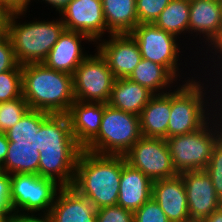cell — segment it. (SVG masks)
I'll use <instances>...</instances> for the list:
<instances>
[{
	"label": "cell",
	"instance_id": "30",
	"mask_svg": "<svg viewBox=\"0 0 222 222\" xmlns=\"http://www.w3.org/2000/svg\"><path fill=\"white\" fill-rule=\"evenodd\" d=\"M171 0H136L139 24H153Z\"/></svg>",
	"mask_w": 222,
	"mask_h": 222
},
{
	"label": "cell",
	"instance_id": "35",
	"mask_svg": "<svg viewBox=\"0 0 222 222\" xmlns=\"http://www.w3.org/2000/svg\"><path fill=\"white\" fill-rule=\"evenodd\" d=\"M10 189V174L4 173L0 176V215L4 216L9 222L13 216Z\"/></svg>",
	"mask_w": 222,
	"mask_h": 222
},
{
	"label": "cell",
	"instance_id": "38",
	"mask_svg": "<svg viewBox=\"0 0 222 222\" xmlns=\"http://www.w3.org/2000/svg\"><path fill=\"white\" fill-rule=\"evenodd\" d=\"M31 0H0V5L6 7L11 13H27Z\"/></svg>",
	"mask_w": 222,
	"mask_h": 222
},
{
	"label": "cell",
	"instance_id": "21",
	"mask_svg": "<svg viewBox=\"0 0 222 222\" xmlns=\"http://www.w3.org/2000/svg\"><path fill=\"white\" fill-rule=\"evenodd\" d=\"M171 116V90L155 94L139 115L141 134L144 137L168 138Z\"/></svg>",
	"mask_w": 222,
	"mask_h": 222
},
{
	"label": "cell",
	"instance_id": "25",
	"mask_svg": "<svg viewBox=\"0 0 222 222\" xmlns=\"http://www.w3.org/2000/svg\"><path fill=\"white\" fill-rule=\"evenodd\" d=\"M40 153L36 144L9 143L3 169L7 174H38Z\"/></svg>",
	"mask_w": 222,
	"mask_h": 222
},
{
	"label": "cell",
	"instance_id": "34",
	"mask_svg": "<svg viewBox=\"0 0 222 222\" xmlns=\"http://www.w3.org/2000/svg\"><path fill=\"white\" fill-rule=\"evenodd\" d=\"M18 65L11 39L7 35L0 39V73L13 70Z\"/></svg>",
	"mask_w": 222,
	"mask_h": 222
},
{
	"label": "cell",
	"instance_id": "32",
	"mask_svg": "<svg viewBox=\"0 0 222 222\" xmlns=\"http://www.w3.org/2000/svg\"><path fill=\"white\" fill-rule=\"evenodd\" d=\"M134 222H171L159 204L150 198L134 212Z\"/></svg>",
	"mask_w": 222,
	"mask_h": 222
},
{
	"label": "cell",
	"instance_id": "37",
	"mask_svg": "<svg viewBox=\"0 0 222 222\" xmlns=\"http://www.w3.org/2000/svg\"><path fill=\"white\" fill-rule=\"evenodd\" d=\"M213 50H214L215 52H214ZM210 52H212V54L215 55V56L212 55V56H213V58H211V59H212V62L214 63V62H216V61L218 60V61H217L218 64L214 63V65H212L211 68L214 67V66L216 67V70H215L214 73H217L216 75H219V76H220L219 78H220V80H221V81L218 82L219 85H217V84L215 85V87H216V88H214V89H216V92H215V93L218 94V93L220 92V93L222 94V88H221V89L218 88V87H220V85H221V87H222V72H221V71H222V69H221V68H222V40H221L213 49H211ZM219 53H220V54H219ZM218 54H219V55H218ZM216 55L218 56V57H217L218 59L216 58ZM214 59H216V60H214ZM220 59H221V60H220ZM219 61H220V62H219ZM217 66H219V67H217ZM220 66H221V67H220ZM217 68H218V71H217ZM219 68H220V71H219ZM218 72H219V73H218ZM220 74H221V75H220ZM217 89H220V91H218ZM220 96H222V95H220Z\"/></svg>",
	"mask_w": 222,
	"mask_h": 222
},
{
	"label": "cell",
	"instance_id": "19",
	"mask_svg": "<svg viewBox=\"0 0 222 222\" xmlns=\"http://www.w3.org/2000/svg\"><path fill=\"white\" fill-rule=\"evenodd\" d=\"M52 222H96V208L74 188L62 187L50 209Z\"/></svg>",
	"mask_w": 222,
	"mask_h": 222
},
{
	"label": "cell",
	"instance_id": "31",
	"mask_svg": "<svg viewBox=\"0 0 222 222\" xmlns=\"http://www.w3.org/2000/svg\"><path fill=\"white\" fill-rule=\"evenodd\" d=\"M205 171L210 176L216 194L222 198V139L214 147Z\"/></svg>",
	"mask_w": 222,
	"mask_h": 222
},
{
	"label": "cell",
	"instance_id": "14",
	"mask_svg": "<svg viewBox=\"0 0 222 222\" xmlns=\"http://www.w3.org/2000/svg\"><path fill=\"white\" fill-rule=\"evenodd\" d=\"M180 175L185 186L191 218L206 219L221 207L220 198L205 170L185 171Z\"/></svg>",
	"mask_w": 222,
	"mask_h": 222
},
{
	"label": "cell",
	"instance_id": "10",
	"mask_svg": "<svg viewBox=\"0 0 222 222\" xmlns=\"http://www.w3.org/2000/svg\"><path fill=\"white\" fill-rule=\"evenodd\" d=\"M137 42L142 58L163 65L178 81L180 40L154 24H139L129 33ZM180 52V53H179Z\"/></svg>",
	"mask_w": 222,
	"mask_h": 222
},
{
	"label": "cell",
	"instance_id": "20",
	"mask_svg": "<svg viewBox=\"0 0 222 222\" xmlns=\"http://www.w3.org/2000/svg\"><path fill=\"white\" fill-rule=\"evenodd\" d=\"M152 196V181L126 163L122 155V173L117 205L135 212Z\"/></svg>",
	"mask_w": 222,
	"mask_h": 222
},
{
	"label": "cell",
	"instance_id": "23",
	"mask_svg": "<svg viewBox=\"0 0 222 222\" xmlns=\"http://www.w3.org/2000/svg\"><path fill=\"white\" fill-rule=\"evenodd\" d=\"M106 28L112 34L130 33L138 26L136 0H102Z\"/></svg>",
	"mask_w": 222,
	"mask_h": 222
},
{
	"label": "cell",
	"instance_id": "40",
	"mask_svg": "<svg viewBox=\"0 0 222 222\" xmlns=\"http://www.w3.org/2000/svg\"><path fill=\"white\" fill-rule=\"evenodd\" d=\"M9 141L7 140L5 133H0V164H4V160L7 155Z\"/></svg>",
	"mask_w": 222,
	"mask_h": 222
},
{
	"label": "cell",
	"instance_id": "36",
	"mask_svg": "<svg viewBox=\"0 0 222 222\" xmlns=\"http://www.w3.org/2000/svg\"><path fill=\"white\" fill-rule=\"evenodd\" d=\"M37 215L40 217H37ZM10 222H52V219L50 213H38L35 215V212H16L13 213Z\"/></svg>",
	"mask_w": 222,
	"mask_h": 222
},
{
	"label": "cell",
	"instance_id": "41",
	"mask_svg": "<svg viewBox=\"0 0 222 222\" xmlns=\"http://www.w3.org/2000/svg\"><path fill=\"white\" fill-rule=\"evenodd\" d=\"M42 1H45L46 4L51 5L56 9L55 11L60 13L66 7V5L72 0H42Z\"/></svg>",
	"mask_w": 222,
	"mask_h": 222
},
{
	"label": "cell",
	"instance_id": "46",
	"mask_svg": "<svg viewBox=\"0 0 222 222\" xmlns=\"http://www.w3.org/2000/svg\"><path fill=\"white\" fill-rule=\"evenodd\" d=\"M4 169H3V165L0 164V176H2L4 174Z\"/></svg>",
	"mask_w": 222,
	"mask_h": 222
},
{
	"label": "cell",
	"instance_id": "48",
	"mask_svg": "<svg viewBox=\"0 0 222 222\" xmlns=\"http://www.w3.org/2000/svg\"><path fill=\"white\" fill-rule=\"evenodd\" d=\"M220 206H221V208H222V198L220 199Z\"/></svg>",
	"mask_w": 222,
	"mask_h": 222
},
{
	"label": "cell",
	"instance_id": "5",
	"mask_svg": "<svg viewBox=\"0 0 222 222\" xmlns=\"http://www.w3.org/2000/svg\"><path fill=\"white\" fill-rule=\"evenodd\" d=\"M25 12L11 13L8 20V33L17 62L22 66L31 63H43L51 48L65 30L61 16L59 19L46 21L32 20L18 23L25 17ZM21 16V17H20Z\"/></svg>",
	"mask_w": 222,
	"mask_h": 222
},
{
	"label": "cell",
	"instance_id": "6",
	"mask_svg": "<svg viewBox=\"0 0 222 222\" xmlns=\"http://www.w3.org/2000/svg\"><path fill=\"white\" fill-rule=\"evenodd\" d=\"M221 127L222 122L216 113L199 130L166 139L173 166L178 174L205 170L214 147L222 139Z\"/></svg>",
	"mask_w": 222,
	"mask_h": 222
},
{
	"label": "cell",
	"instance_id": "28",
	"mask_svg": "<svg viewBox=\"0 0 222 222\" xmlns=\"http://www.w3.org/2000/svg\"><path fill=\"white\" fill-rule=\"evenodd\" d=\"M23 96L0 103V133H5L14 126L29 110Z\"/></svg>",
	"mask_w": 222,
	"mask_h": 222
},
{
	"label": "cell",
	"instance_id": "22",
	"mask_svg": "<svg viewBox=\"0 0 222 222\" xmlns=\"http://www.w3.org/2000/svg\"><path fill=\"white\" fill-rule=\"evenodd\" d=\"M154 95L148 88L129 78H118L113 84L108 104L139 116Z\"/></svg>",
	"mask_w": 222,
	"mask_h": 222
},
{
	"label": "cell",
	"instance_id": "16",
	"mask_svg": "<svg viewBox=\"0 0 222 222\" xmlns=\"http://www.w3.org/2000/svg\"><path fill=\"white\" fill-rule=\"evenodd\" d=\"M84 40L93 42L83 33L65 29L43 63L48 68L72 75L88 56L81 45Z\"/></svg>",
	"mask_w": 222,
	"mask_h": 222
},
{
	"label": "cell",
	"instance_id": "7",
	"mask_svg": "<svg viewBox=\"0 0 222 222\" xmlns=\"http://www.w3.org/2000/svg\"><path fill=\"white\" fill-rule=\"evenodd\" d=\"M141 137L138 115L104 103L98 135L84 150L100 155H124Z\"/></svg>",
	"mask_w": 222,
	"mask_h": 222
},
{
	"label": "cell",
	"instance_id": "24",
	"mask_svg": "<svg viewBox=\"0 0 222 222\" xmlns=\"http://www.w3.org/2000/svg\"><path fill=\"white\" fill-rule=\"evenodd\" d=\"M128 78L148 88L154 94L167 93V89L169 87L170 89L176 87L172 84L177 83V79L163 65L144 58H142Z\"/></svg>",
	"mask_w": 222,
	"mask_h": 222
},
{
	"label": "cell",
	"instance_id": "26",
	"mask_svg": "<svg viewBox=\"0 0 222 222\" xmlns=\"http://www.w3.org/2000/svg\"><path fill=\"white\" fill-rule=\"evenodd\" d=\"M53 115L44 111L29 109L19 122L5 132L7 140L9 143L36 144L39 151V131Z\"/></svg>",
	"mask_w": 222,
	"mask_h": 222
},
{
	"label": "cell",
	"instance_id": "8",
	"mask_svg": "<svg viewBox=\"0 0 222 222\" xmlns=\"http://www.w3.org/2000/svg\"><path fill=\"white\" fill-rule=\"evenodd\" d=\"M12 212L49 213L62 188L56 181L38 174H11Z\"/></svg>",
	"mask_w": 222,
	"mask_h": 222
},
{
	"label": "cell",
	"instance_id": "12",
	"mask_svg": "<svg viewBox=\"0 0 222 222\" xmlns=\"http://www.w3.org/2000/svg\"><path fill=\"white\" fill-rule=\"evenodd\" d=\"M65 29L87 35L95 44L104 34H112L106 28L102 0H72L59 13Z\"/></svg>",
	"mask_w": 222,
	"mask_h": 222
},
{
	"label": "cell",
	"instance_id": "44",
	"mask_svg": "<svg viewBox=\"0 0 222 222\" xmlns=\"http://www.w3.org/2000/svg\"><path fill=\"white\" fill-rule=\"evenodd\" d=\"M182 222H207L205 219H199V218H191L182 221Z\"/></svg>",
	"mask_w": 222,
	"mask_h": 222
},
{
	"label": "cell",
	"instance_id": "42",
	"mask_svg": "<svg viewBox=\"0 0 222 222\" xmlns=\"http://www.w3.org/2000/svg\"><path fill=\"white\" fill-rule=\"evenodd\" d=\"M205 220L207 222H222V208L215 210Z\"/></svg>",
	"mask_w": 222,
	"mask_h": 222
},
{
	"label": "cell",
	"instance_id": "43",
	"mask_svg": "<svg viewBox=\"0 0 222 222\" xmlns=\"http://www.w3.org/2000/svg\"><path fill=\"white\" fill-rule=\"evenodd\" d=\"M214 96V97H213ZM218 96V97H217ZM211 97H213V100L215 101V97H216V99H217V104L218 105H216V106H218V108H216L217 109V111L218 112H216L217 114H218V116L220 117V120H221V122H222V96H220V99L218 100V98H219V95H214V92H213V95L211 96ZM219 102V103H218ZM220 106V107H219ZM220 111V112H219Z\"/></svg>",
	"mask_w": 222,
	"mask_h": 222
},
{
	"label": "cell",
	"instance_id": "47",
	"mask_svg": "<svg viewBox=\"0 0 222 222\" xmlns=\"http://www.w3.org/2000/svg\"><path fill=\"white\" fill-rule=\"evenodd\" d=\"M0 222H9L4 216L0 215Z\"/></svg>",
	"mask_w": 222,
	"mask_h": 222
},
{
	"label": "cell",
	"instance_id": "9",
	"mask_svg": "<svg viewBox=\"0 0 222 222\" xmlns=\"http://www.w3.org/2000/svg\"><path fill=\"white\" fill-rule=\"evenodd\" d=\"M115 80L100 53L89 54L72 74L75 100L108 103Z\"/></svg>",
	"mask_w": 222,
	"mask_h": 222
},
{
	"label": "cell",
	"instance_id": "27",
	"mask_svg": "<svg viewBox=\"0 0 222 222\" xmlns=\"http://www.w3.org/2000/svg\"><path fill=\"white\" fill-rule=\"evenodd\" d=\"M190 0H171L153 23L177 37L189 34Z\"/></svg>",
	"mask_w": 222,
	"mask_h": 222
},
{
	"label": "cell",
	"instance_id": "17",
	"mask_svg": "<svg viewBox=\"0 0 222 222\" xmlns=\"http://www.w3.org/2000/svg\"><path fill=\"white\" fill-rule=\"evenodd\" d=\"M171 222H182L190 217L187 194L180 174L152 182V196Z\"/></svg>",
	"mask_w": 222,
	"mask_h": 222
},
{
	"label": "cell",
	"instance_id": "45",
	"mask_svg": "<svg viewBox=\"0 0 222 222\" xmlns=\"http://www.w3.org/2000/svg\"><path fill=\"white\" fill-rule=\"evenodd\" d=\"M221 40H222V0H221Z\"/></svg>",
	"mask_w": 222,
	"mask_h": 222
},
{
	"label": "cell",
	"instance_id": "3",
	"mask_svg": "<svg viewBox=\"0 0 222 222\" xmlns=\"http://www.w3.org/2000/svg\"><path fill=\"white\" fill-rule=\"evenodd\" d=\"M22 96L30 109L67 114L75 101L72 75L44 63L22 65Z\"/></svg>",
	"mask_w": 222,
	"mask_h": 222
},
{
	"label": "cell",
	"instance_id": "29",
	"mask_svg": "<svg viewBox=\"0 0 222 222\" xmlns=\"http://www.w3.org/2000/svg\"><path fill=\"white\" fill-rule=\"evenodd\" d=\"M22 96V66L0 73V103Z\"/></svg>",
	"mask_w": 222,
	"mask_h": 222
},
{
	"label": "cell",
	"instance_id": "1",
	"mask_svg": "<svg viewBox=\"0 0 222 222\" xmlns=\"http://www.w3.org/2000/svg\"><path fill=\"white\" fill-rule=\"evenodd\" d=\"M82 148L72 134L66 114H54L39 131V175L62 187L72 186Z\"/></svg>",
	"mask_w": 222,
	"mask_h": 222
},
{
	"label": "cell",
	"instance_id": "2",
	"mask_svg": "<svg viewBox=\"0 0 222 222\" xmlns=\"http://www.w3.org/2000/svg\"><path fill=\"white\" fill-rule=\"evenodd\" d=\"M121 173L122 155H100L82 149L71 187L96 209L114 206L118 201Z\"/></svg>",
	"mask_w": 222,
	"mask_h": 222
},
{
	"label": "cell",
	"instance_id": "18",
	"mask_svg": "<svg viewBox=\"0 0 222 222\" xmlns=\"http://www.w3.org/2000/svg\"><path fill=\"white\" fill-rule=\"evenodd\" d=\"M104 114V103L75 100L67 116L76 143L84 149L97 135Z\"/></svg>",
	"mask_w": 222,
	"mask_h": 222
},
{
	"label": "cell",
	"instance_id": "13",
	"mask_svg": "<svg viewBox=\"0 0 222 222\" xmlns=\"http://www.w3.org/2000/svg\"><path fill=\"white\" fill-rule=\"evenodd\" d=\"M108 37L95 43L96 51L106 60L116 79L128 78L142 60L138 44L129 33L109 34Z\"/></svg>",
	"mask_w": 222,
	"mask_h": 222
},
{
	"label": "cell",
	"instance_id": "39",
	"mask_svg": "<svg viewBox=\"0 0 222 222\" xmlns=\"http://www.w3.org/2000/svg\"><path fill=\"white\" fill-rule=\"evenodd\" d=\"M10 15L11 12L6 7L0 5V39L7 36Z\"/></svg>",
	"mask_w": 222,
	"mask_h": 222
},
{
	"label": "cell",
	"instance_id": "33",
	"mask_svg": "<svg viewBox=\"0 0 222 222\" xmlns=\"http://www.w3.org/2000/svg\"><path fill=\"white\" fill-rule=\"evenodd\" d=\"M96 222H134V212L121 206H105L96 209Z\"/></svg>",
	"mask_w": 222,
	"mask_h": 222
},
{
	"label": "cell",
	"instance_id": "15",
	"mask_svg": "<svg viewBox=\"0 0 222 222\" xmlns=\"http://www.w3.org/2000/svg\"><path fill=\"white\" fill-rule=\"evenodd\" d=\"M189 33L203 35L207 52L221 41V0H190Z\"/></svg>",
	"mask_w": 222,
	"mask_h": 222
},
{
	"label": "cell",
	"instance_id": "11",
	"mask_svg": "<svg viewBox=\"0 0 222 222\" xmlns=\"http://www.w3.org/2000/svg\"><path fill=\"white\" fill-rule=\"evenodd\" d=\"M126 163L140 170L152 182L175 177L178 173L166 139L142 136L125 154Z\"/></svg>",
	"mask_w": 222,
	"mask_h": 222
},
{
	"label": "cell",
	"instance_id": "4",
	"mask_svg": "<svg viewBox=\"0 0 222 222\" xmlns=\"http://www.w3.org/2000/svg\"><path fill=\"white\" fill-rule=\"evenodd\" d=\"M184 81L182 85L180 84L171 91V116L168 123V138L199 130L217 112L215 109L217 108L215 106V104L217 105V100L212 102L211 95L209 97L205 95L206 93L209 94L210 90H208V87H204L205 85L200 79L195 80V77L192 76L187 80L185 78Z\"/></svg>",
	"mask_w": 222,
	"mask_h": 222
}]
</instances>
